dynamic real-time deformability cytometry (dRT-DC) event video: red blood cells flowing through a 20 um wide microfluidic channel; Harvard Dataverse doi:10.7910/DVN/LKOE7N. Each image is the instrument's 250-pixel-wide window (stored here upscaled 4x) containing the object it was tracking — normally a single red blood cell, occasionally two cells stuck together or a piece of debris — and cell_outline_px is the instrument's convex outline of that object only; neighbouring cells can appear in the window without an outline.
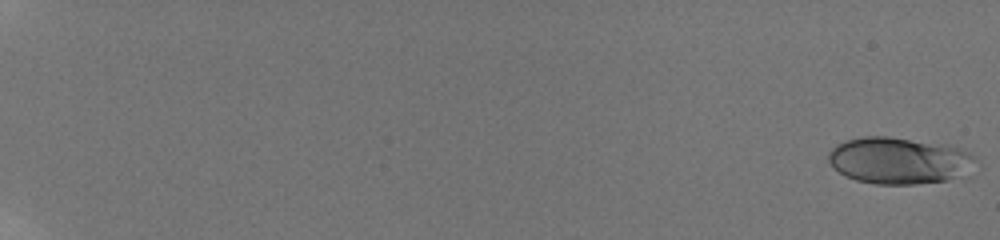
{"species": "human", "species_latin": "Homo sapiens", "temperature_condition": "room temperature", "stored_images_in_passage": 35, "camera_frame_rate_fps": 3000, "um_per_image_px": 0.085, "donor": {"sex": "male"}, "frame": {"image": 1, "passage_image": 1, "time_ms": 0.0, "image_size_px": [1000, 240], "cell_outline_px": [[980, 164], [944, 180], [916, 184], [876, 184], [856, 180], [844, 176], [828, 160], [828, 152], [836, 144], [844, 140], [864, 136], [888, 136], [944, 144], [968, 152], [976, 156]], "centroid_in_image_um": [76.38, 13.63], "position_along_channel_um": 8.6, "area_um2": 39.77}}